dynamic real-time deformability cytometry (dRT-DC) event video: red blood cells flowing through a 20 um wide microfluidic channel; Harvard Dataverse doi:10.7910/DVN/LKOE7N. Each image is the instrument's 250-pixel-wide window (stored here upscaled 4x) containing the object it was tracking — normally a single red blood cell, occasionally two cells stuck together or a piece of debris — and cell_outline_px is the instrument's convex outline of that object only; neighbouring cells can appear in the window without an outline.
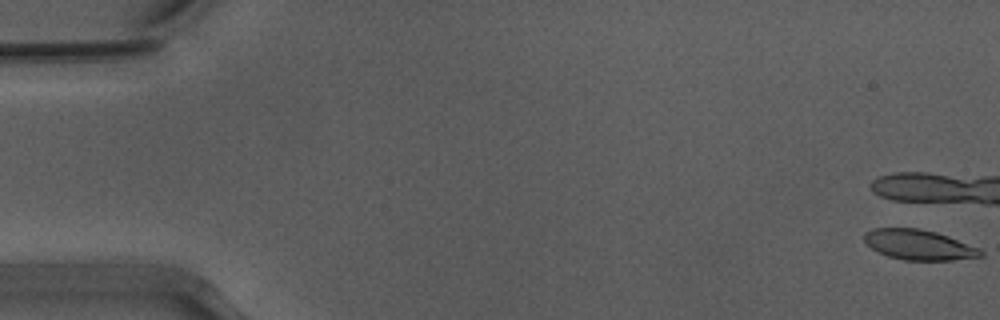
{"species": "Egyptian fruit bat (a non-hibernating species)", "species_latin": "Rousettus aegyptiacus", "temperature_condition": "warm", "stored_images_in_passage": 5, "camera_frame_rate_fps": 3000, "um_per_image_px": 0.085, "animal": {"sex": "male"}, "frame": {"image": 1, "passage_image": 1, "time_ms": 0.0, "image_size_px": [1000, 320], "cell_outline_px": [[984, 256], [952, 260], [904, 260], [888, 256], [872, 248], [864, 240], [864, 232], [872, 228], [920, 228], [936, 232], [948, 236], [980, 248], [984, 252]], "centroid_in_image_um": [78.12, 20.8], "position_along_channel_um": 6.9, "area_um2": 20.46}}